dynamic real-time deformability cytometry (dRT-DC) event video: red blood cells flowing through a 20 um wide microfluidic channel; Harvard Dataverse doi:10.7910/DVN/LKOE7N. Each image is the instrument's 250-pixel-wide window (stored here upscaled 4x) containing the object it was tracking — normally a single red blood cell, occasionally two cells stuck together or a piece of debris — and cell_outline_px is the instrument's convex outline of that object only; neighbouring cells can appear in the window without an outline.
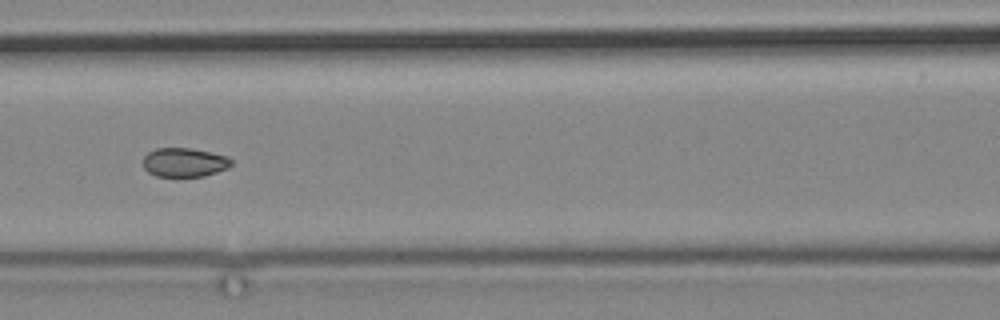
{"species": "common noctule bat (a hibernating species)", "species_latin": "Nyctalus noctula", "temperature_condition": "cold", "stored_images_in_passage": 3, "camera_frame_rate_fps": 3000, "um_per_image_px": 0.085, "animal": {"sex": "male", "body_mass_g": 19.2, "forearm_length_mm": 51.8}, "frame": {"image": 1, "passage_image": 3, "time_ms": 2.667, "image_size_px": [1000, 320], "cell_outline_px": [[232, 164], [228, 168], [204, 176], [156, 176], [148, 172], [144, 168], [144, 156], [148, 152], [156, 148], [192, 148], [228, 156], [232, 160]], "centroid_in_image_um": [15.68, 13.79], "position_along_channel_um": 150.9, "area_um2": 14.91}}